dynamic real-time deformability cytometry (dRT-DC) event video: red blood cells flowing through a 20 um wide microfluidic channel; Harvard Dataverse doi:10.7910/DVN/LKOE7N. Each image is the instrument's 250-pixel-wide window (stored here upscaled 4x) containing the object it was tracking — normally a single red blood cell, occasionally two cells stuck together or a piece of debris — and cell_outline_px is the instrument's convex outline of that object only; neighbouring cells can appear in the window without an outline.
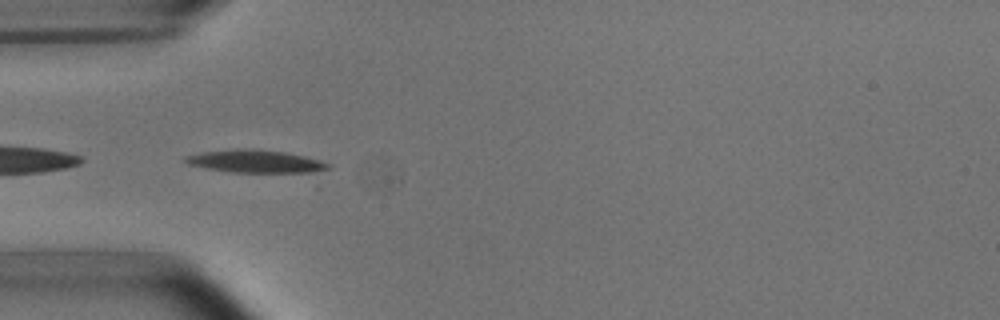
{"species": "common noctule bat (a hibernating species)", "species_latin": "Nyctalus noctula", "temperature_condition": "room temperature", "stored_images_in_passage": 7, "camera_frame_rate_fps": 3000, "um_per_image_px": 0.085, "animal": {"sex": "male", "body_mass_g": 15.6}, "frame": {"image": 1, "passage_image": 1, "time_ms": 0.0, "image_size_px": [1000, 320], "cell_outline_px": [[332, 168], [308, 176], [232, 172], [208, 168], [188, 164], [184, 160], [184, 156], [204, 152], [236, 148], [256, 148], [284, 152], [304, 156], [320, 160], [332, 164]], "centroid_in_image_um": [21.95, 13.77], "position_along_channel_um": 63.1, "area_um2": 20.29}}